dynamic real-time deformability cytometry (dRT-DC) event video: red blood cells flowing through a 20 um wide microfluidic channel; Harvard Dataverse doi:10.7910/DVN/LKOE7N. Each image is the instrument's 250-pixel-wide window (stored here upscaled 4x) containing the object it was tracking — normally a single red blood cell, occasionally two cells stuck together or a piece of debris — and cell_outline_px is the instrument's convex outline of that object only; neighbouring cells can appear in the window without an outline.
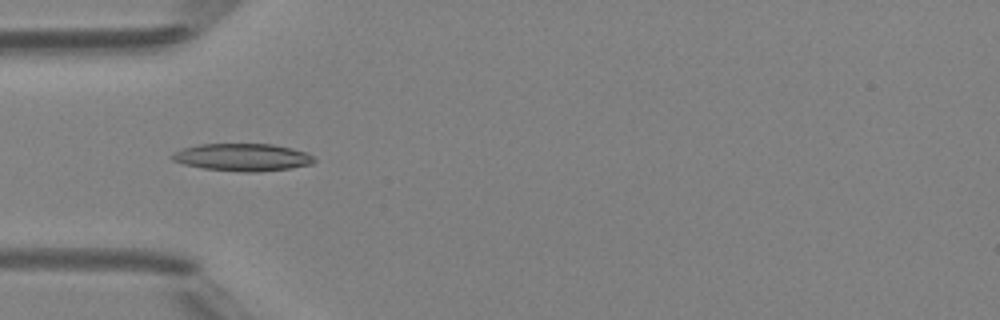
{"species": "Egyptian fruit bat (a non-hibernating species)", "species_latin": "Rousettus aegyptiacus", "temperature_condition": "room temperature", "stored_images_in_passage": 6, "camera_frame_rate_fps": 3000, "um_per_image_px": 0.085, "animal": {"sex": "female"}, "frame": {"image": 1, "passage_image": 5, "time_ms": 4.667, "image_size_px": [1000, 320], "cell_outline_px": [[316, 160], [312, 164], [292, 168], [256, 172], [244, 172], [204, 168], [184, 164], [172, 160], [168, 156], [172, 152], [184, 148], [200, 144], [272, 144], [292, 148], [308, 152]], "centroid_in_image_um": [20.62, 13.36], "position_along_channel_um": 64.4, "area_um2": 22.83}}
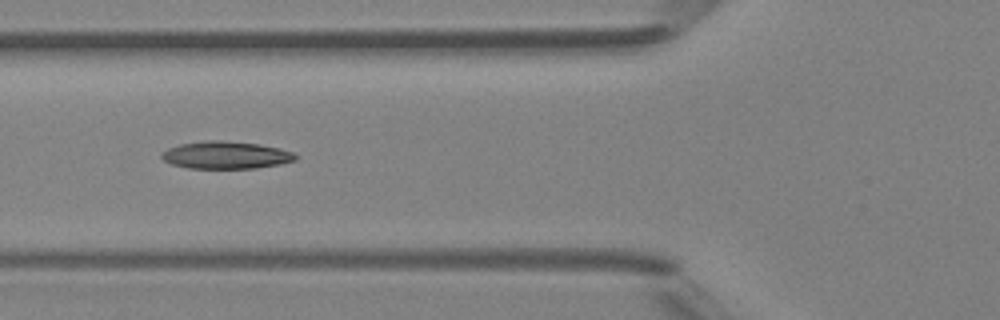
{"frame": {"image": 2, "passage_image": 6, "time_ms": 5.667, "image_size_px": [1000, 320], "cell_outline_px": [[296, 160], [280, 164], [256, 168], [188, 168], [172, 164], [164, 160], [160, 156], [168, 148], [180, 144], [208, 140], [220, 140], [260, 144], [280, 148], [296, 152]], "centroid_in_image_um": [19.24, 13.18], "position_along_channel_um": 106.6, "area_um2": 21.39}}